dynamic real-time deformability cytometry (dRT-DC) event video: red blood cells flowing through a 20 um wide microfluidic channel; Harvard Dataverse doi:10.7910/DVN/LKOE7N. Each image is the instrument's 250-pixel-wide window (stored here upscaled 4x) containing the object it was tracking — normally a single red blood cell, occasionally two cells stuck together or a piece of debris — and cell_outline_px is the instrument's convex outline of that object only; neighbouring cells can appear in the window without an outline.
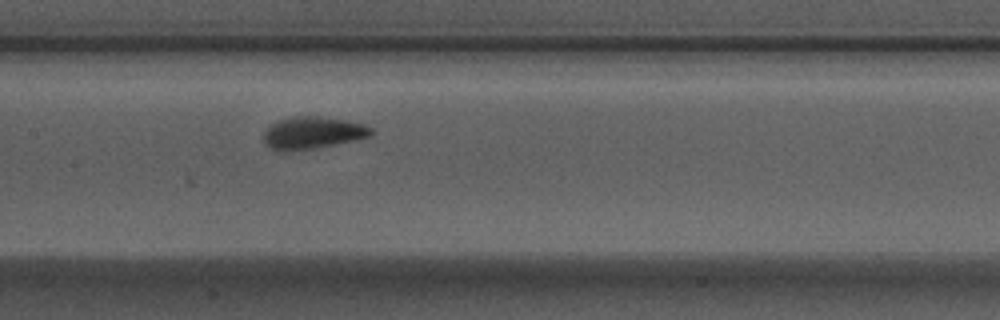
{"species": "Egyptian fruit bat (a non-hibernating species)", "species_latin": "Rousettus aegyptiacus", "temperature_condition": "warm", "stored_images_in_passage": 6, "camera_frame_rate_fps": 3000, "um_per_image_px": 0.085, "animal": {"sex": "male"}, "frame": {"image": 1, "passage_image": 6, "time_ms": 1.667, "image_size_px": [1000, 320], "cell_outline_px": [[372, 136], [336, 144], [316, 148], [288, 152], [280, 152], [268, 148], [264, 144], [264, 128], [280, 120], [292, 116], [316, 116], [344, 120], [364, 124], [372, 128]], "centroid_in_image_um": [26.52, 11.31], "position_along_channel_um": 180.9, "area_um2": 20.4}}